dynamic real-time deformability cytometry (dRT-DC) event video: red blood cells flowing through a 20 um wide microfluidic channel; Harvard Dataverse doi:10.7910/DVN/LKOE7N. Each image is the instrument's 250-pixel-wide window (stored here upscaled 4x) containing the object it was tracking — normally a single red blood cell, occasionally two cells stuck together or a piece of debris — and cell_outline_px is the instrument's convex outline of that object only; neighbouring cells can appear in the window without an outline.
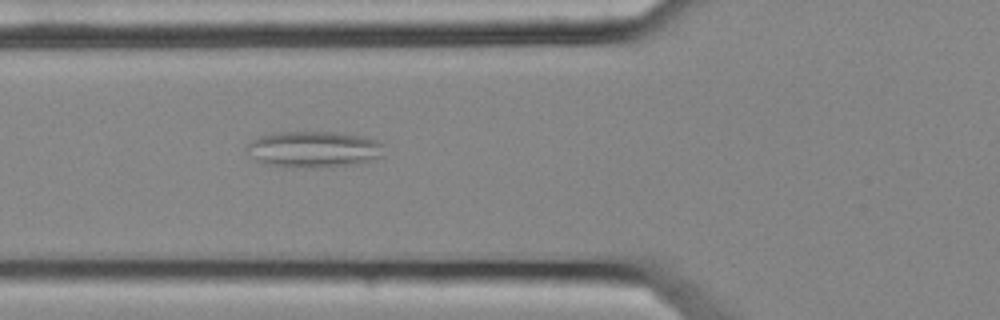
{"species": "common noctule bat (a hibernating species)", "species_latin": "Nyctalus noctula", "temperature_condition": "cold", "stored_images_in_passage": 44, "camera_frame_rate_fps": 3000, "um_per_image_px": 0.085, "animal": {"sex": "female", "body_mass_g": 25.1}, "frame": {"image": 1, "passage_image": 9, "time_ms": 2.667, "image_size_px": [1000, 320], "cell_outline_px": [[384, 144], [380, 156], [368, 160], [352, 164], [332, 168], [292, 168], [268, 164], [256, 160], [252, 156], [248, 148], [248, 144], [252, 140], [260, 136], [272, 132], [336, 132], [360, 136], [376, 140]], "centroid_in_image_um": [26.65, 12.7], "position_along_channel_um": 99.1, "area_um2": 28.96}}
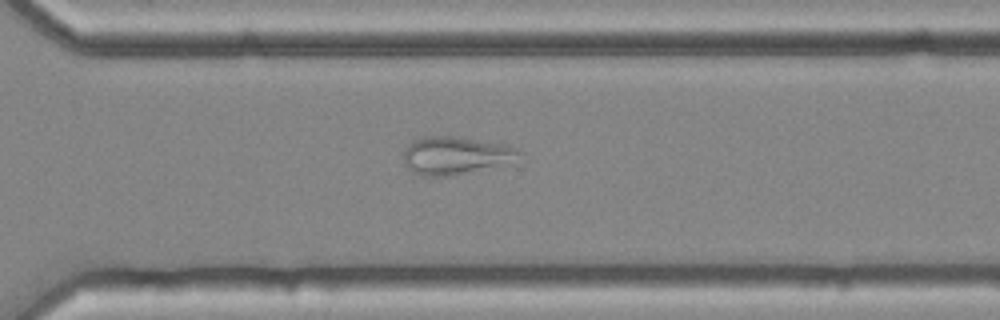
{"frame": {"image": 2, "passage_image": 28, "time_ms": 9.0, "image_size_px": [1000, 320], "cell_outline_px": [[524, 152], [520, 164], [448, 176], [424, 176], [412, 172], [408, 168], [404, 160], [404, 152], [408, 144], [412, 140], [424, 136], [452, 136], [500, 144], [516, 148]], "centroid_in_image_um": [38.86, 13.25], "position_along_channel_um": 331.7, "area_um2": 26.3}}
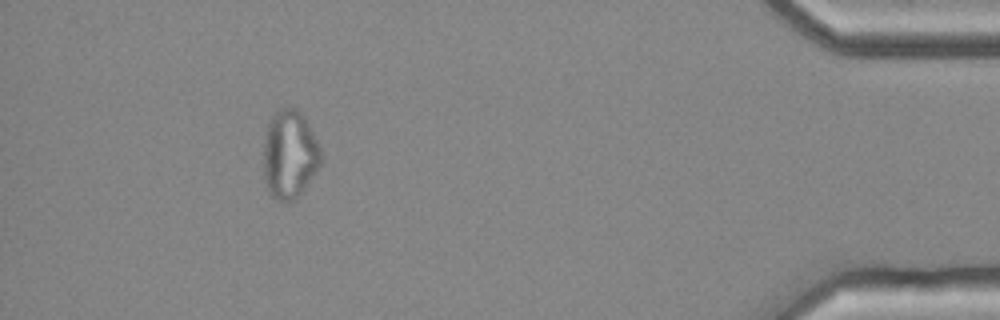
{"frame": {"image": 3, "passage_image": 39, "time_ms": 12.667, "image_size_px": [1000, 320], "cell_outline_px": [[320, 164], [316, 172], [300, 192], [288, 204], [276, 200], [272, 196], [264, 180], [264, 140], [268, 124], [272, 116], [280, 108], [296, 108], [304, 116], [320, 148]], "centroid_in_image_um": [24.59, 13.13], "position_along_channel_um": 410.6, "area_um2": 29.19}, "authors_computed_cell_mechanics": {"area_um2": 27.8307, "velocity_mm_per_s": 3.6719, "shape_relaxation_time_tau1_ms": null, "shape_relaxation_time_tau2_ms": 3.946, "deformation_change_tau1": null, "deformation_change_tau2": 0.1107}}